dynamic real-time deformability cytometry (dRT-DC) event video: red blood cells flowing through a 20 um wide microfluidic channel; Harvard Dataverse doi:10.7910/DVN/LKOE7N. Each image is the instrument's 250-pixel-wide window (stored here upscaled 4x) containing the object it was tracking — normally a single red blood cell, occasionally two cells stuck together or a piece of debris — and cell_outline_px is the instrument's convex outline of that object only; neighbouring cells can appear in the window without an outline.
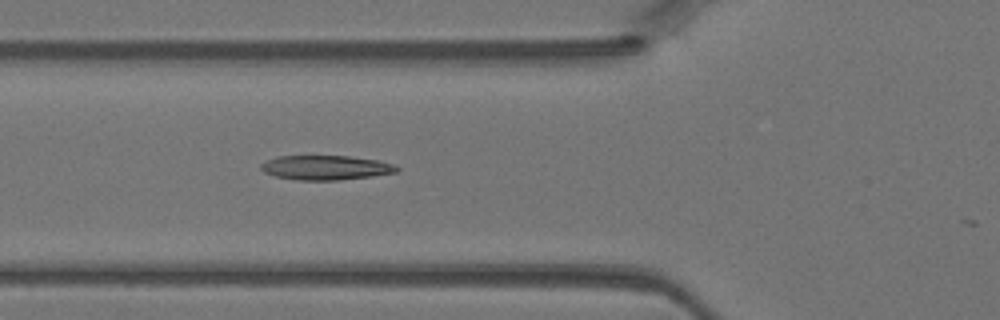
{"species": "Egyptian fruit bat (a non-hibernating species)", "species_latin": "Rousettus aegyptiacus", "temperature_condition": "warm", "stored_images_in_passage": 30, "camera_frame_rate_fps": 3000, "um_per_image_px": 0.085, "animal": {"sex": "female"}, "frame": {"image": 1, "passage_image": 6, "time_ms": 1.667, "image_size_px": [1000, 320], "cell_outline_px": [[400, 168], [396, 172], [372, 176], [336, 180], [300, 180], [276, 176], [264, 172], [260, 168], [260, 164], [276, 156], [352, 156], [380, 160], [392, 164]], "centroid_in_image_um": [27.7, 14.24], "position_along_channel_um": 98.1, "area_um2": 19.31}}
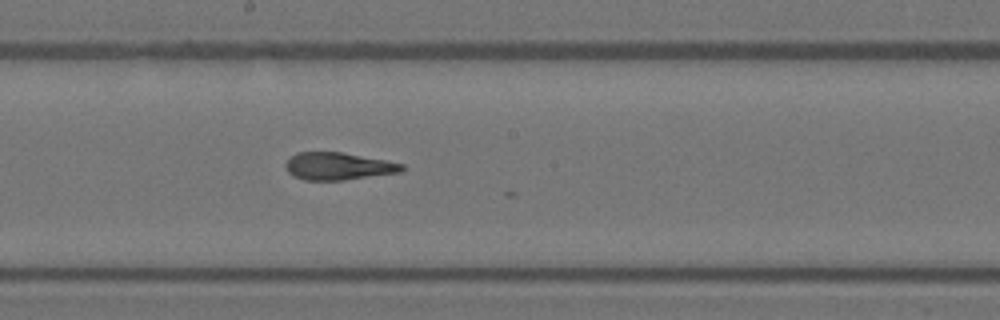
{"frame": {"image": 2, "passage_image": 14, "time_ms": 4.333, "image_size_px": [1000, 320], "cell_outline_px": [[404, 168], [400, 172], [344, 180], [304, 180], [288, 172], [284, 164], [296, 152], [344, 152], [404, 164]], "centroid_in_image_um": [28.74, 14.12], "position_along_channel_um": 219.5, "area_um2": 18.44}}
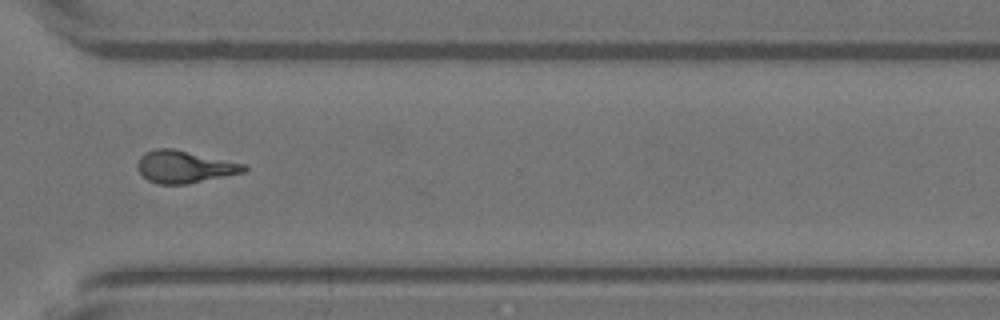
{"frame": {"image": 3, "passage_image": 23, "time_ms": 7.333, "image_size_px": [1000, 320], "cell_outline_px": [[248, 168], [244, 172], [188, 184], [160, 184], [148, 180], [136, 168], [136, 164], [140, 156], [144, 152], [156, 148], [172, 148], [248, 164]], "centroid_in_image_um": [15.68, 14.17], "position_along_channel_um": 354.9, "area_um2": 20.17}}